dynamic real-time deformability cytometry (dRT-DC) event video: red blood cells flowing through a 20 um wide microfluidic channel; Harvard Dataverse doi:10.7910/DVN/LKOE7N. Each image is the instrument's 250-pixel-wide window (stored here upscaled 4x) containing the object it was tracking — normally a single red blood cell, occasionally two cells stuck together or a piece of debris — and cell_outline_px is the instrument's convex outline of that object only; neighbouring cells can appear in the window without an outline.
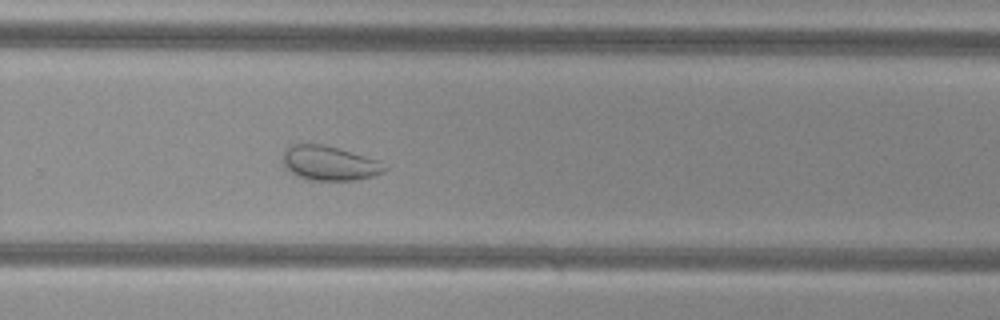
{"species": "common noctule bat (a hibernating species)", "species_latin": "Nyctalus noctula", "temperature_condition": "cold", "stored_images_in_passage": 36, "camera_frame_rate_fps": 3000, "um_per_image_px": 0.085, "animal": {"sex": "female", "body_mass_g": 29.2, "forearm_length_mm": 56.3}, "frame": {"image": 1, "passage_image": 24, "time_ms": 7.667, "image_size_px": [1000, 320], "cell_outline_px": [[388, 168], [384, 172], [372, 176], [356, 180], [308, 180], [296, 176], [284, 168], [280, 160], [280, 156], [284, 148], [288, 144], [320, 144], [336, 148], [376, 160]], "centroid_in_image_um": [27.86, 13.87], "position_along_channel_um": 301.9, "area_um2": 20.58}, "authors_computed_cell_mechanics": {"area_um2": 22.6865, "velocity_mm_per_s": 3.8116, "shape_relaxation_time_tau1_ms": null, "shape_relaxation_time_tau2_ms": 0.973, "deformation_change_tau1": null, "deformation_change_tau2": 0.0599}}